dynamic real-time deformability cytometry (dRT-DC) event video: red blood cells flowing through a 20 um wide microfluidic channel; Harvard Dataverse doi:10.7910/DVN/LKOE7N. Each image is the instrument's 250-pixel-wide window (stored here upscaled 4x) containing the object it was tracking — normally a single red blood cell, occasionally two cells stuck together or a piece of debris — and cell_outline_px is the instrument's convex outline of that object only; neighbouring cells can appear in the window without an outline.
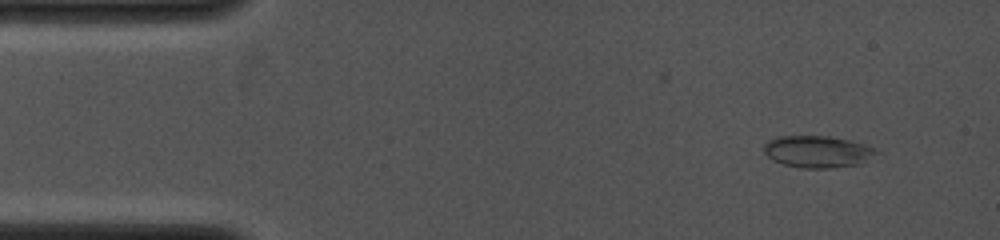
{"species": "common noctule bat (a hibernating species)", "species_latin": "Nyctalus noctula", "temperature_condition": "cold", "stored_images_in_passage": 5, "camera_frame_rate_fps": 4000, "um_per_image_px": 0.085, "animal": {"sex": "female", "body_mass_g": 19.0, "forearm_length_mm": 53.3}, "frame": {"image": 1, "passage_image": 2, "time_ms": 1.0, "image_size_px": [1000, 240], "cell_outline_px": [[880, 152], [860, 164], [832, 168], [800, 168], [784, 164], [772, 160], [764, 152], [764, 144], [768, 140], [776, 136], [828, 136], [848, 140], [864, 144]], "centroid_in_image_um": [69.46, 12.89], "position_along_channel_um": 15.5, "area_um2": 20.87}}